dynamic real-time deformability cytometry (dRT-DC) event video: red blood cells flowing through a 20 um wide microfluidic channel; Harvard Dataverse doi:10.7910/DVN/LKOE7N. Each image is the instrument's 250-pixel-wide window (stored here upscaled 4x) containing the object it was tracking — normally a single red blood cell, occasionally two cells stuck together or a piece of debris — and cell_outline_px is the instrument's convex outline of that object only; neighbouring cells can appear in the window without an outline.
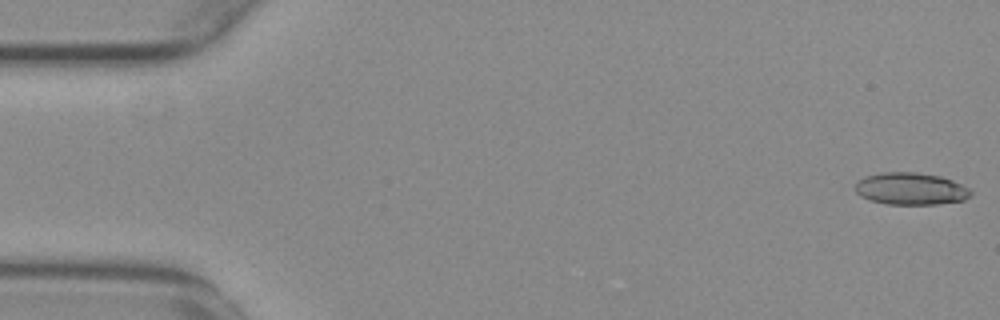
{"species": "common noctule bat (a hibernating species)", "species_latin": "Nyctalus noctula", "temperature_condition": "warm", "stored_images_in_passage": 50, "camera_frame_rate_fps": 3000, "um_per_image_px": 0.085, "animal": {"sex": "female", "body_mass_g": 29.2, "forearm_length_mm": 56.3}, "frame": {"image": 1, "passage_image": 1, "time_ms": 0.0, "image_size_px": [1000, 320], "cell_outline_px": [[972, 196], [964, 200], [936, 204], [884, 204], [860, 196], [856, 192], [856, 180], [864, 176], [884, 172], [916, 172], [940, 176], [952, 180], [968, 188], [972, 192]], "centroid_in_image_um": [77.4, 16.04], "position_along_channel_um": 7.6, "area_um2": 21.68}}
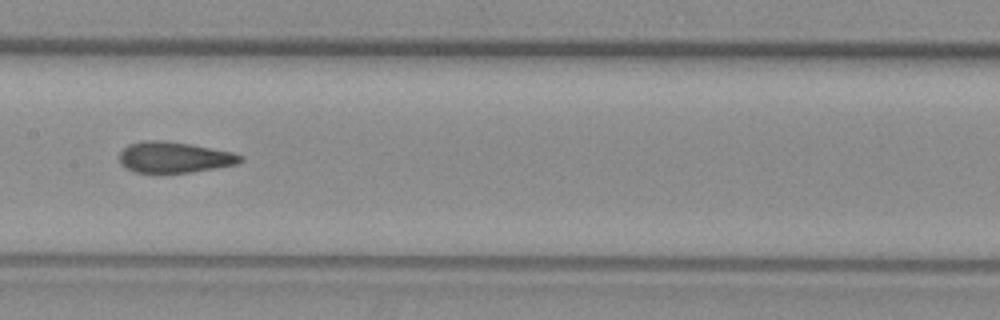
{"frame": {"image": 2, "passage_image": 27, "time_ms": 8.667, "image_size_px": [1000, 320], "cell_outline_px": [[244, 160], [236, 164], [216, 168], [192, 172], [136, 172], [120, 164], [120, 152], [128, 144], [144, 140], [164, 140], [192, 144], [232, 152], [244, 156]], "centroid_in_image_um": [14.83, 13.35], "position_along_channel_um": 192.6, "area_um2": 21.79}}
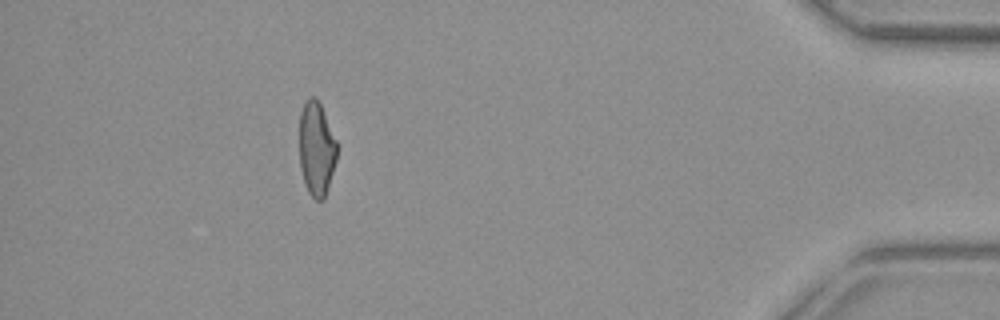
{"frame": {"image": 3, "passage_image": 49, "time_ms": 16.0, "image_size_px": [1000, 320], "cell_outline_px": [[336, 160], [324, 200], [316, 200], [308, 192], [304, 184], [300, 168], [300, 112], [304, 104], [312, 96], [316, 96], [320, 104], [336, 140]], "centroid_in_image_um": [26.89, 12.67], "position_along_channel_um": 408.3, "area_um2": 20.35}}